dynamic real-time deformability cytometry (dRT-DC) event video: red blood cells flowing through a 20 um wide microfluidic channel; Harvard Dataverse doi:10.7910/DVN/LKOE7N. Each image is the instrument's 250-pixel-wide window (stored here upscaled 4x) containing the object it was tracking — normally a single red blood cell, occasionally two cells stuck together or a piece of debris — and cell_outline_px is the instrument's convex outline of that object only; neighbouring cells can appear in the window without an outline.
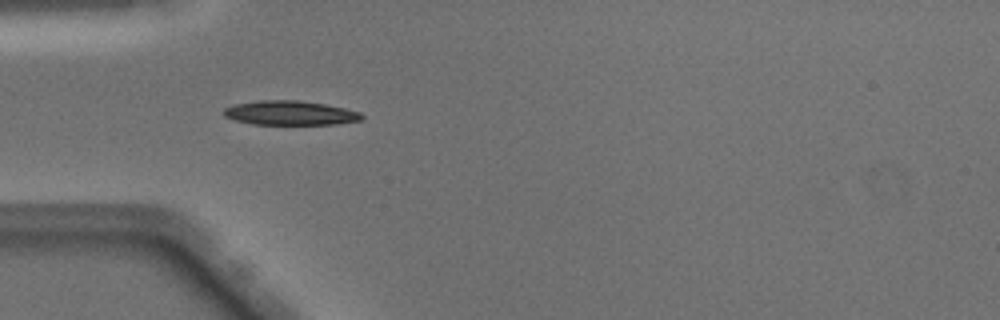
{"species": "Egyptian fruit bat (a non-hibernating species)", "species_latin": "Rousettus aegyptiacus", "temperature_condition": "warm", "stored_images_in_passage": 21, "camera_frame_rate_fps": 3000, "um_per_image_px": 0.085, "animal": {"sex": "male"}, "frame": {"image": 1, "passage_image": 3, "time_ms": 0.667, "image_size_px": [1000, 320], "cell_outline_px": [[364, 116], [360, 120], [336, 124], [252, 124], [236, 120], [224, 116], [220, 112], [224, 108], [236, 104], [260, 100], [296, 100], [324, 104], [344, 108], [360, 112]], "centroid_in_image_um": [24.63, 9.6], "position_along_channel_um": 60.4, "area_um2": 19.42}}
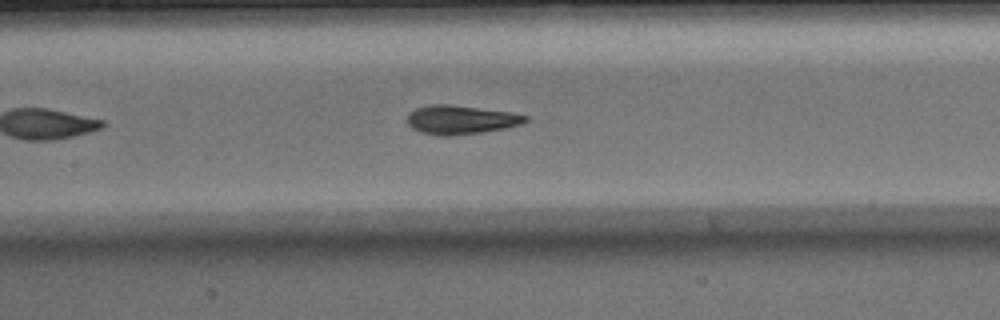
{"frame": {"image": 2, "passage_image": 11, "time_ms": 3.333, "image_size_px": [1000, 320], "cell_outline_px": [[528, 120], [520, 124], [504, 128], [480, 132], [448, 136], [440, 136], [420, 132], [412, 128], [408, 124], [408, 112], [416, 108], [432, 104], [452, 104], [512, 112], [528, 116]], "centroid_in_image_um": [39.14, 10.16], "position_along_channel_um": 168.3, "area_um2": 19.88}}
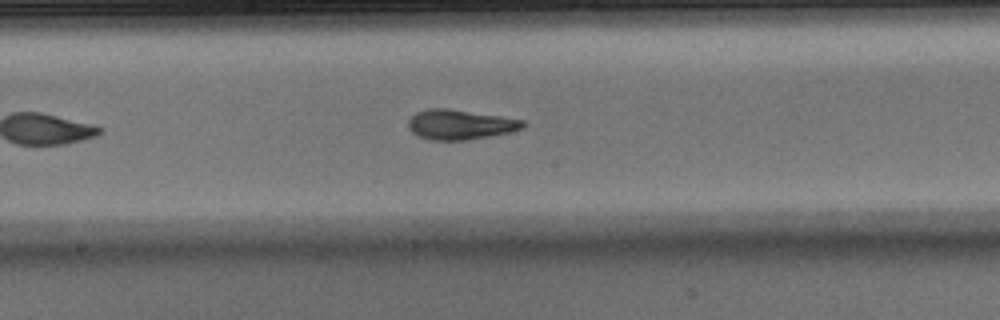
{"frame": {"image": 3, "passage_image": 14, "time_ms": 4.333, "image_size_px": [1000, 320], "cell_outline_px": [[528, 124], [520, 128], [508, 132], [468, 140], [432, 140], [420, 136], [412, 132], [408, 128], [408, 120], [416, 112], [428, 108], [448, 108], [500, 116], [524, 120]], "centroid_in_image_um": [39.08, 10.58], "position_along_channel_um": 209.1, "area_um2": 19.83}}